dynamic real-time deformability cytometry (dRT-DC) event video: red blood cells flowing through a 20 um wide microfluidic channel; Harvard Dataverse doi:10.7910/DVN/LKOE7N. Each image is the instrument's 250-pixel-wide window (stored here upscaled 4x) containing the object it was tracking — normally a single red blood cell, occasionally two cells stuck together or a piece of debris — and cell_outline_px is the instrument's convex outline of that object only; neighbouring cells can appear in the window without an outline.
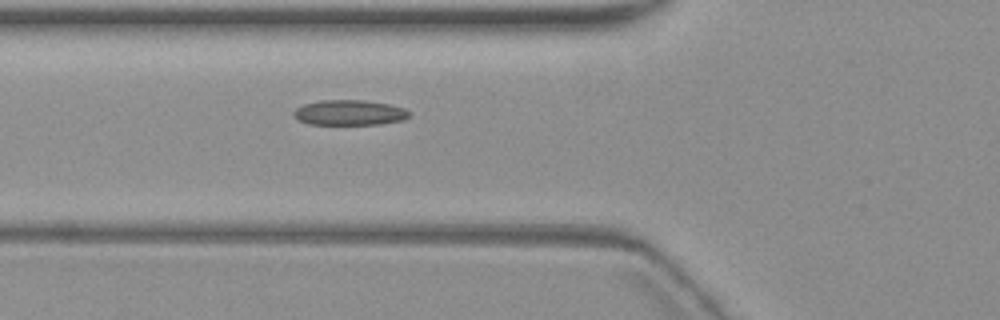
{"species": "common noctule bat (a hibernating species)", "species_latin": "Nyctalus noctula", "temperature_condition": "warm", "stored_images_in_passage": 6, "camera_frame_rate_fps": 3000, "um_per_image_px": 0.085, "animal": {"sex": "female", "body_mass_g": 19.3, "forearm_length_mm": 54.1}, "frame": {"image": 1, "passage_image": 6, "time_ms": 6.0, "image_size_px": [1000, 320], "cell_outline_px": [[412, 112], [404, 120], [380, 124], [308, 124], [296, 120], [292, 116], [292, 112], [296, 108], [304, 104], [320, 100], [364, 100], [388, 104], [404, 108]], "centroid_in_image_um": [29.67, 9.57], "position_along_channel_um": 96.1, "area_um2": 17.17}}